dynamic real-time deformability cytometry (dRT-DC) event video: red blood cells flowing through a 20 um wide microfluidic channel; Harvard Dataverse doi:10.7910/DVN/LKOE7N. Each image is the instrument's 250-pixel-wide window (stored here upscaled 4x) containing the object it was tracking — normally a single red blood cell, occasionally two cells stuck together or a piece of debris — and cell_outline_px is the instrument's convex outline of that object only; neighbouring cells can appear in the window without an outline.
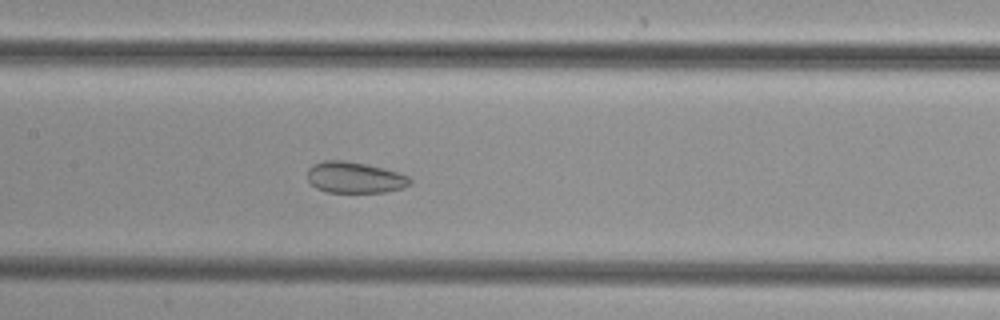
{"species": "common noctule bat (a hibernating species)", "species_latin": "Nyctalus noctula", "temperature_condition": "cold", "stored_images_in_passage": 44, "camera_frame_rate_fps": 3000, "um_per_image_px": 0.085, "animal": {"sex": "female", "body_mass_g": 29.2, "forearm_length_mm": 56.3}, "frame": {"image": 1, "passage_image": 18, "time_ms": 5.667, "image_size_px": [1000, 320], "cell_outline_px": [[412, 184], [404, 188], [384, 192], [324, 192], [316, 188], [308, 180], [308, 168], [312, 164], [324, 160], [344, 160], [384, 168], [400, 172], [408, 176], [412, 180]], "centroid_in_image_um": [30.17, 15.09], "position_along_channel_um": 177.2, "area_um2": 18.84}}
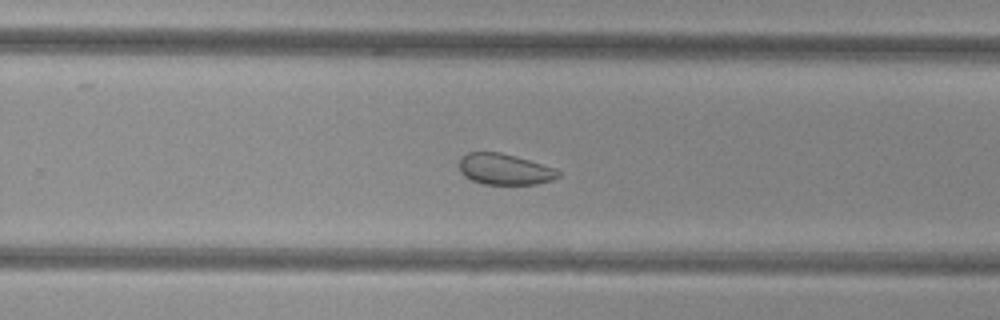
{"frame": {"image": 2, "passage_image": 26, "time_ms": 8.333, "image_size_px": [1000, 320], "cell_outline_px": [[560, 176], [552, 180], [536, 184], [484, 184], [472, 180], [464, 176], [460, 172], [460, 156], [468, 152], [500, 152], [516, 156], [556, 168], [560, 172]], "centroid_in_image_um": [42.89, 14.38], "position_along_channel_um": 286.9, "area_um2": 17.98}}
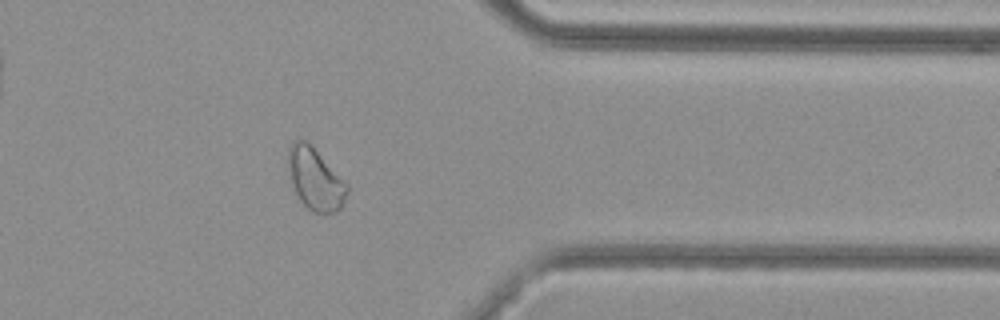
{"frame": {"image": 3, "passage_image": 34, "time_ms": 11.0, "image_size_px": [1000, 320], "cell_outline_px": [[348, 192], [340, 208], [336, 212], [312, 212], [300, 200], [292, 184], [288, 172], [288, 148], [296, 140], [304, 140], [348, 184]], "centroid_in_image_um": [26.78, 15.25], "position_along_channel_um": 384.6, "area_um2": 20.58}}